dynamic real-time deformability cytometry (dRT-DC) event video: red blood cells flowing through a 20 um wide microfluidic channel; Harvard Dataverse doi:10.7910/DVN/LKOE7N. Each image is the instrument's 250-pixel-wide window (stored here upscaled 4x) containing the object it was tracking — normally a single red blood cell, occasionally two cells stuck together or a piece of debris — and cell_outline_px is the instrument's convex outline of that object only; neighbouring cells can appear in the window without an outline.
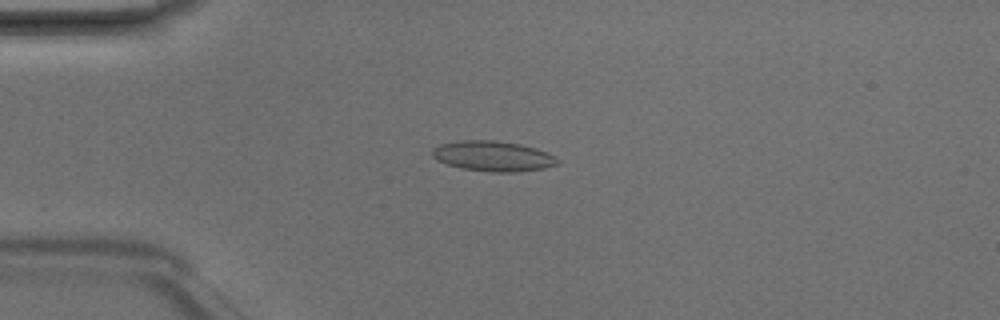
{"species": "Egyptian fruit bat (a non-hibernating species)", "species_latin": "Rousettus aegyptiacus", "temperature_condition": "room temperature", "stored_images_in_passage": 6, "camera_frame_rate_fps": 3000, "um_per_image_px": 0.085, "animal": {"sex": "male"}, "frame": {"image": 1, "passage_image": 4, "time_ms": 1.0, "image_size_px": [1000, 320], "cell_outline_px": [[560, 160], [556, 164], [544, 168], [512, 172], [496, 172], [464, 168], [448, 164], [436, 160], [432, 156], [432, 148], [440, 144], [464, 140], [496, 140], [520, 144], [536, 148], [548, 152], [556, 156]], "centroid_in_image_um": [41.92, 13.25], "position_along_channel_um": 43.1, "area_um2": 21.96}}